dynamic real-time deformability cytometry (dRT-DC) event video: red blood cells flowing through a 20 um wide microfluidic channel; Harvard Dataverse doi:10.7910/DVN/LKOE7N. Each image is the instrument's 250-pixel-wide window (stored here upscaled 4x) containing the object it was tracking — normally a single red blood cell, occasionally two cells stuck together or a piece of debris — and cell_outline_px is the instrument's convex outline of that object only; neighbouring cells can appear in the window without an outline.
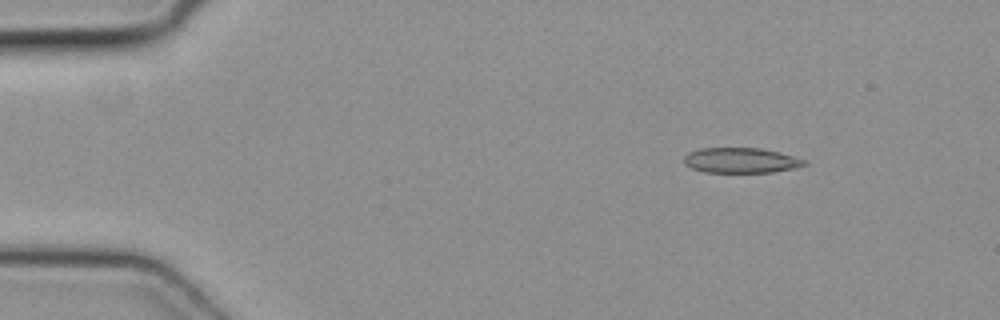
{"species": "common noctule bat (a hibernating species)", "species_latin": "Nyctalus noctula", "temperature_condition": "cold", "stored_images_in_passage": 44, "camera_frame_rate_fps": 3000, "um_per_image_px": 0.085, "animal": {"sex": "female", "body_mass_g": 19.3, "forearm_length_mm": 54.1}, "frame": {"image": 1, "passage_image": 1, "time_ms": 0.0, "image_size_px": [1000, 320], "cell_outline_px": [[808, 164], [796, 168], [772, 172], [704, 172], [692, 168], [684, 164], [684, 156], [688, 152], [700, 148], [760, 148], [780, 152], [804, 160]], "centroid_in_image_um": [62.96, 13.63], "position_along_channel_um": 22.0, "area_um2": 17.69}}
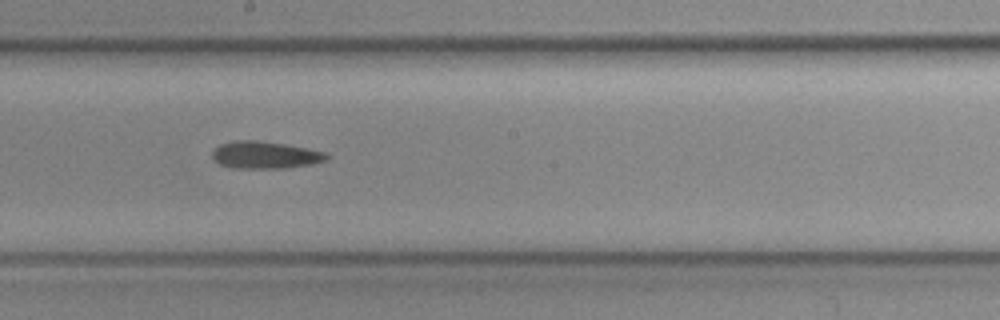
{"frame": {"image": 2, "passage_image": 22, "time_ms": 7.0, "image_size_px": [1000, 320], "cell_outline_px": [[328, 160], [312, 164], [284, 168], [232, 168], [220, 164], [212, 156], [212, 152], [220, 144], [232, 140], [256, 140], [284, 144], [328, 152]], "centroid_in_image_um": [22.55, 13.17], "position_along_channel_um": 225.6, "area_um2": 18.15}}
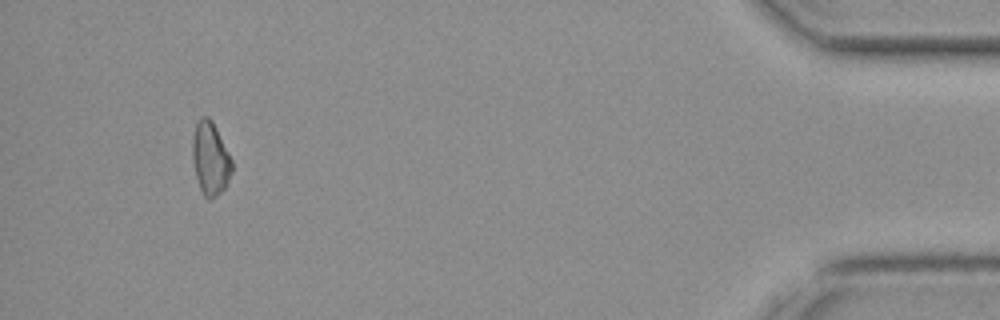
{"frame": {"image": 3, "passage_image": 41, "time_ms": 13.333, "image_size_px": [1000, 320], "cell_outline_px": [[232, 172], [228, 184], [212, 200], [208, 200], [204, 196], [200, 188], [196, 176], [192, 160], [192, 140], [196, 124], [200, 116], [208, 116], [212, 120], [232, 160]], "centroid_in_image_um": [17.88, 13.49], "position_along_channel_um": 417.3, "area_um2": 16.88}}